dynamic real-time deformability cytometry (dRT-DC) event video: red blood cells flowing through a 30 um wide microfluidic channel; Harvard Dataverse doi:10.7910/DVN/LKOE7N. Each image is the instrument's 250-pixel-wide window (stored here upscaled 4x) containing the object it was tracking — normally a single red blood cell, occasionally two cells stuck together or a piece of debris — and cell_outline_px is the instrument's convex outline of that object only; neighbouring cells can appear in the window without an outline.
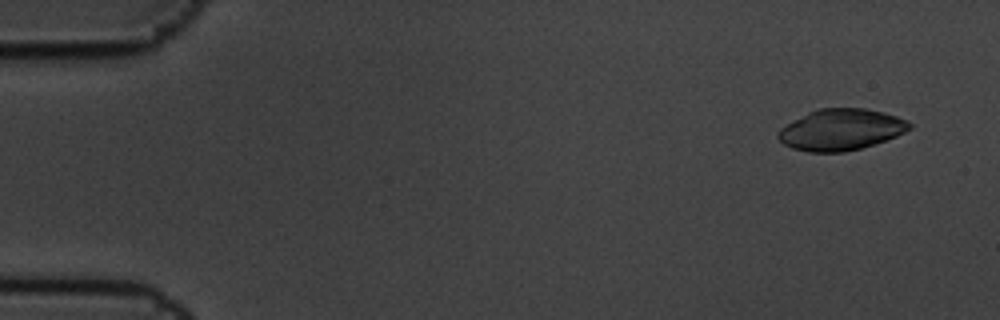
{"species": "common noctule bat (a hibernating species)", "species_latin": "Nyctalus noctula", "temperature_condition": "cold", "stored_images_in_passage": 4, "camera_frame_rate_fps": 3000, "um_per_image_px": 0.085, "animal": {"sex": "male", "body_mass_g": 19.5, "forearm_length_mm": 54.6}, "frame": {"image": 1, "passage_image": 1, "time_ms": 0.0, "image_size_px": [1000, 320], "cell_outline_px": [[912, 128], [896, 136], [860, 148], [844, 152], [808, 152], [792, 148], [784, 144], [776, 136], [776, 132], [780, 128], [808, 112], [820, 108], [864, 108], [884, 112], [908, 120], [912, 124]], "centroid_in_image_um": [71.47, 11.01], "position_along_channel_um": 13.5, "area_um2": 31.5}}